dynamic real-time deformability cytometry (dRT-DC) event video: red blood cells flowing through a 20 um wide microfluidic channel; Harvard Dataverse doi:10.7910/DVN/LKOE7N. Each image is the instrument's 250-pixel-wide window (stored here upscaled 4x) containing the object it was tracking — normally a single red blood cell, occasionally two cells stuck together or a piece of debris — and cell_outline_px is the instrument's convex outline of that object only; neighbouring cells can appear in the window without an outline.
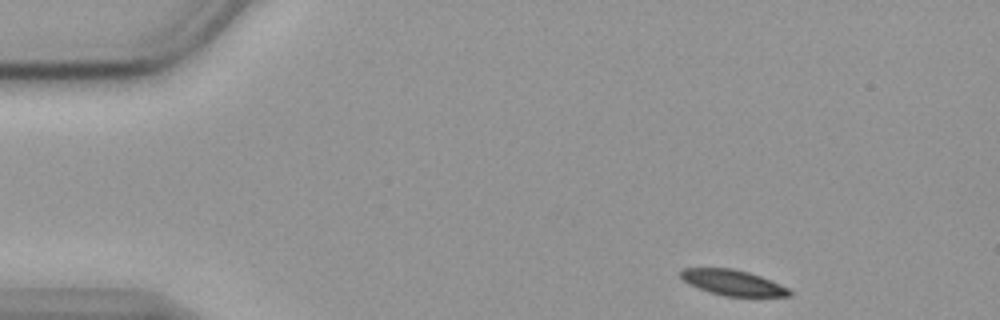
{"species": "common noctule bat (a hibernating species)", "species_latin": "Nyctalus noctula", "temperature_condition": "cold", "stored_images_in_passage": 50, "camera_frame_rate_fps": 3000, "um_per_image_px": 0.085, "animal": {"sex": "female", "body_mass_g": 19.9}, "frame": {"image": 1, "passage_image": 1, "time_ms": 0.0, "image_size_px": [1000, 320], "cell_outline_px": [[792, 296], [724, 296], [708, 292], [688, 284], [680, 276], [680, 268], [732, 268], [748, 272], [772, 280], [788, 288], [792, 292]], "centroid_in_image_um": [62.27, 24.02], "position_along_channel_um": 22.7, "area_um2": 16.24}}
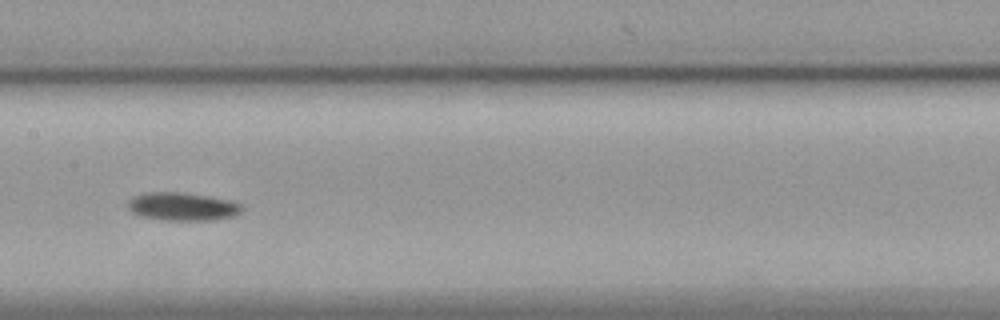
{"frame": {"image": 2, "passage_image": 22, "time_ms": 7.0, "image_size_px": [1000, 320], "cell_outline_px": [[244, 208], [240, 212], [232, 216], [212, 220], [168, 220], [140, 216], [132, 212], [128, 208], [128, 200], [132, 196], [144, 192], [184, 192], [232, 200], [240, 204]], "centroid_in_image_um": [15.49, 17.54], "position_along_channel_um": 191.9, "area_um2": 18.79}}
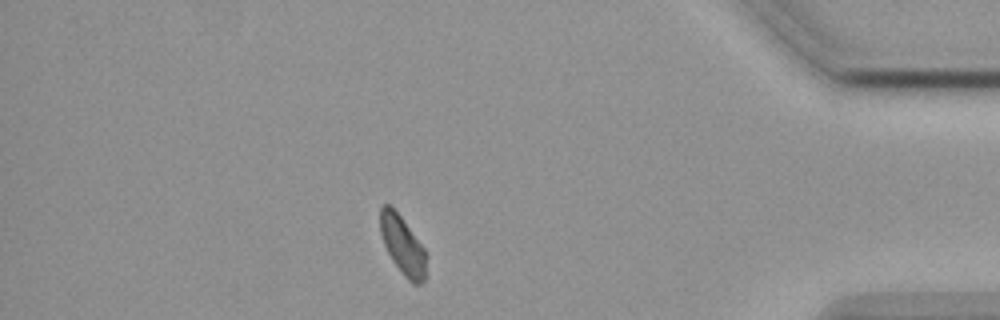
{"frame": {"image": 3, "passage_image": 43, "time_ms": 14.0, "image_size_px": [1000, 320], "cell_outline_px": [[428, 276], [420, 284], [412, 284], [404, 276], [392, 260], [384, 244], [380, 232], [380, 208], [384, 204], [388, 204], [400, 216], [424, 248], [428, 256]], "centroid_in_image_um": [34.28, 20.93], "position_along_channel_um": 400.9, "area_um2": 15.9}, "authors_computed_cell_mechanics": {"area_um2": 17.8313, "velocity_mm_per_s": 3.5386, "shape_relaxation_time_tau1_ms": 8.7469, "shape_relaxation_time_tau2_ms": null, "deformation_change_tau1": 0.1466, "deformation_change_tau2": null}}